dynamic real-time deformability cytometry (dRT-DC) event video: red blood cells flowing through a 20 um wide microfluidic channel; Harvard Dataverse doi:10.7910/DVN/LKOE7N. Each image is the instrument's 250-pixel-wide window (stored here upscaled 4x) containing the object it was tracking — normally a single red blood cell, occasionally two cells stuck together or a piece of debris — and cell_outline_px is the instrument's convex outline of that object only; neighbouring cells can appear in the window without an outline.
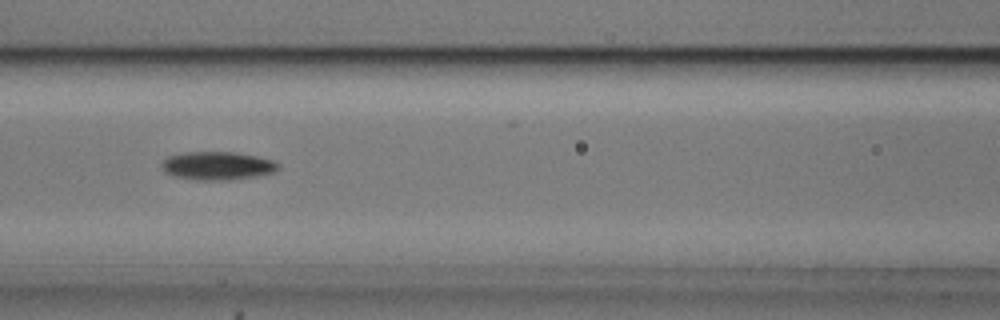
{"species": "common noctule bat (a hibernating species)", "species_latin": "Nyctalus noctula", "temperature_condition": "cold", "stored_images_in_passage": 9, "camera_frame_rate_fps": 3000, "um_per_image_px": 0.085, "animal": {"sex": "male", "body_mass_g": 20.5, "forearm_length_mm": 52.5}, "frame": {"image": 1, "passage_image": 7, "time_ms": 2.0, "image_size_px": [1000, 320], "cell_outline_px": [[280, 168], [272, 172], [256, 176], [228, 180], [196, 180], [172, 176], [164, 172], [160, 164], [168, 156], [184, 152], [236, 152], [256, 156], [272, 160], [280, 164]], "centroid_in_image_um": [18.45, 14.09], "position_along_channel_um": 148.2, "area_um2": 19.31}}
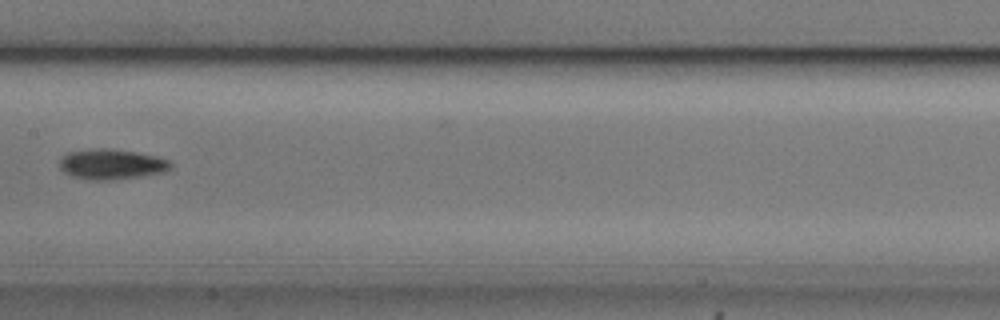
{"frame": {"image": 2, "passage_image": 8, "time_ms": 2.333, "image_size_px": [1000, 320], "cell_outline_px": [[172, 168], [164, 172], [140, 176], [108, 180], [92, 180], [72, 176], [64, 172], [60, 168], [60, 156], [64, 152], [92, 148], [112, 148], [136, 152], [156, 156], [168, 160], [172, 164]], "centroid_in_image_um": [9.44, 13.94], "position_along_channel_um": 198.0, "area_um2": 19.83}}
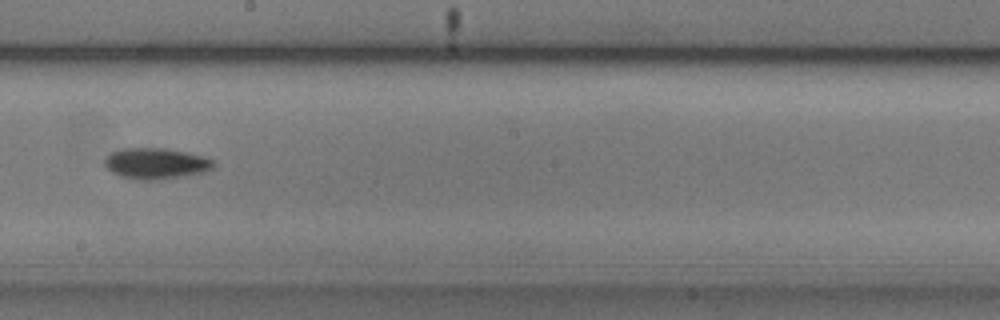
{"frame": {"image": 3, "passage_image": 9, "time_ms": 2.667, "image_size_px": [1000, 320], "cell_outline_px": [[216, 164], [212, 168], [204, 172], [156, 180], [140, 180], [120, 176], [112, 172], [104, 164], [104, 160], [112, 152], [120, 148], [164, 148], [188, 152], [212, 160]], "centroid_in_image_um": [13.23, 13.89], "position_along_channel_um": 235.0, "area_um2": 19.48}}